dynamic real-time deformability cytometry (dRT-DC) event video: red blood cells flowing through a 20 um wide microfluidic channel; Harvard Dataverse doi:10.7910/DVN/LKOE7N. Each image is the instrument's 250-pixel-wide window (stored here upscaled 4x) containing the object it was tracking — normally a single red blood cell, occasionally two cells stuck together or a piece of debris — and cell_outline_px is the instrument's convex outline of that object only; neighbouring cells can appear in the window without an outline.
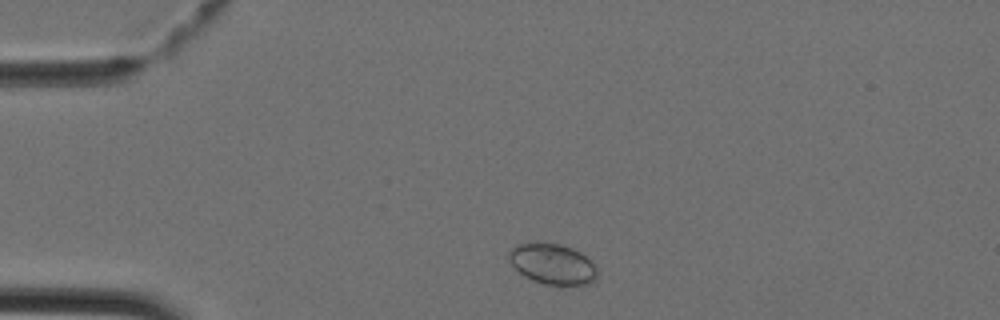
{"species": "Egyptian fruit bat (a non-hibernating species)", "species_latin": "Rousettus aegyptiacus", "temperature_condition": "cold", "stored_images_in_passage": 36, "camera_frame_rate_fps": 3000, "um_per_image_px": 0.085, "animal": {"sex": "female"}, "frame": {"image": 1, "passage_image": 2, "time_ms": 0.333, "image_size_px": [1000, 320], "cell_outline_px": [[596, 280], [592, 284], [544, 284], [532, 280], [524, 276], [512, 264], [508, 256], [508, 252], [512, 248], [520, 244], [560, 244], [572, 248], [580, 252], [592, 260], [596, 268]], "centroid_in_image_um": [47.0, 22.45], "position_along_channel_um": 38.0, "area_um2": 20.52}}
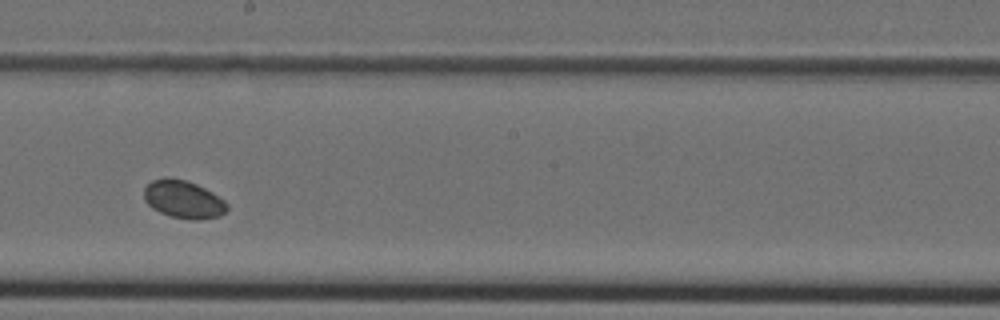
{"frame": {"image": 2, "passage_image": 17, "time_ms": 5.333, "image_size_px": [1000, 320], "cell_outline_px": [[228, 208], [220, 216], [200, 220], [192, 220], [168, 216], [152, 208], [144, 200], [144, 188], [152, 180], [168, 176], [184, 180], [196, 184], [212, 192], [224, 200], [228, 204]], "centroid_in_image_um": [15.58, 16.95], "position_along_channel_um": 232.6, "area_um2": 18.44}}
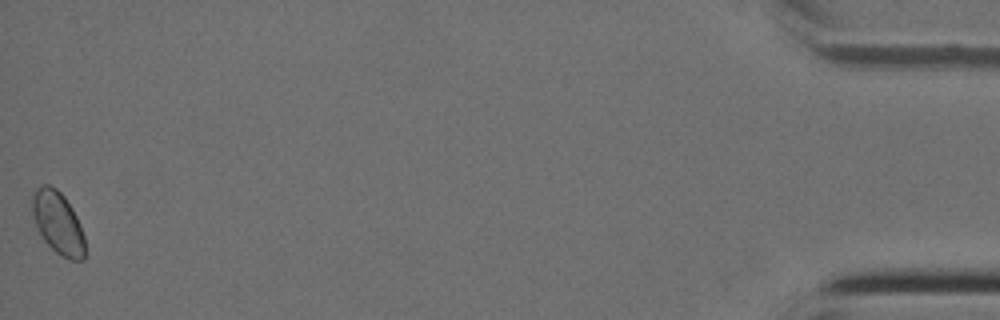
{"frame": {"image": 3, "passage_image": 36, "time_ms": 11.667, "image_size_px": [1000, 320], "cell_outline_px": [[84, 260], [68, 260], [56, 252], [44, 240], [36, 228], [32, 212], [32, 196], [36, 188], [44, 184], [48, 184], [56, 188], [64, 196], [72, 208], [80, 224], [84, 236]], "centroid_in_image_um": [4.91, 18.93], "position_along_channel_um": 430.3, "area_um2": 19.19}}